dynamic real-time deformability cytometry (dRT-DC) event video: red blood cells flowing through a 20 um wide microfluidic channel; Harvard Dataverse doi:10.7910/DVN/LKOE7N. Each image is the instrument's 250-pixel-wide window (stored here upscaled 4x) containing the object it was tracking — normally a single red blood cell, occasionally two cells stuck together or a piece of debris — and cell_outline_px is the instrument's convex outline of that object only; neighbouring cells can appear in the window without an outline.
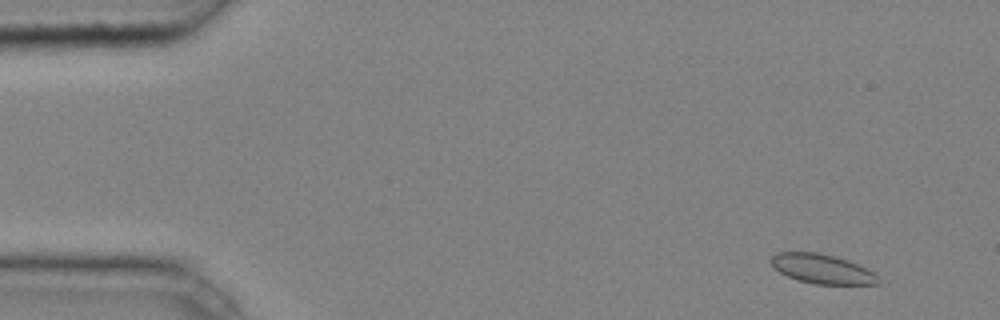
{"species": "common noctule bat (a hibernating species)", "species_latin": "Nyctalus noctula", "temperature_condition": "cold", "stored_images_in_passage": 9, "camera_frame_rate_fps": 3000, "um_per_image_px": 0.085, "animal": {"sex": "male", "body_mass_g": 20.4}, "frame": {"image": 1, "passage_image": 2, "time_ms": 0.333, "image_size_px": [1000, 320], "cell_outline_px": [[880, 284], [816, 284], [800, 280], [788, 276], [772, 268], [768, 260], [776, 252], [816, 252], [836, 256], [848, 260], [880, 276]], "centroid_in_image_um": [69.84, 22.85], "position_along_channel_um": 15.2, "area_um2": 18.44}}
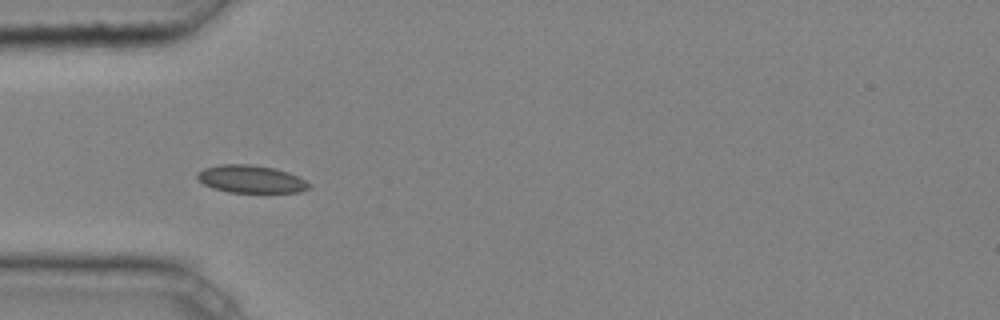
{"frame": {"image": 2, "passage_image": 4, "time_ms": 1.0, "image_size_px": [1000, 320], "cell_outline_px": [[312, 188], [300, 192], [228, 192], [212, 188], [204, 184], [196, 176], [204, 168], [220, 164], [252, 164], [276, 168], [288, 172], [312, 184]], "centroid_in_image_um": [21.37, 15.22], "position_along_channel_um": 63.6, "area_um2": 18.03}}